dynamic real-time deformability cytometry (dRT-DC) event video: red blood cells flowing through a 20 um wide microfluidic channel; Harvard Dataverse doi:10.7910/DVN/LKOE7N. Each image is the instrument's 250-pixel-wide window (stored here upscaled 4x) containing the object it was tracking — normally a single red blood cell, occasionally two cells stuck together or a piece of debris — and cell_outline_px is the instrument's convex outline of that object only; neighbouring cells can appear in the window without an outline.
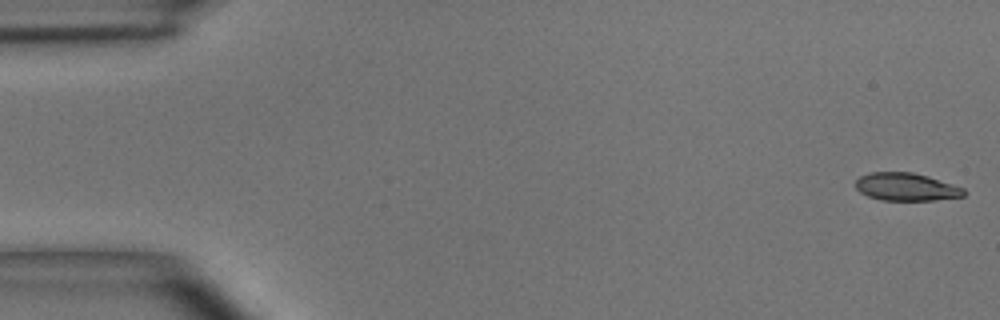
{"species": "common noctule bat (a hibernating species)", "species_latin": "Nyctalus noctula", "temperature_condition": "room temperature", "stored_images_in_passage": 49, "camera_frame_rate_fps": 3000, "um_per_image_px": 0.085, "animal": {"sex": "male", "body_mass_g": 15.6}, "frame": {"image": 1, "passage_image": 1, "time_ms": 0.0, "image_size_px": [1000, 320], "cell_outline_px": [[968, 192], [964, 196], [936, 200], [880, 200], [868, 196], [860, 192], [856, 188], [856, 180], [860, 176], [872, 172], [912, 172], [928, 176], [964, 188]], "centroid_in_image_um": [77.05, 15.89], "position_along_channel_um": 8.0, "area_um2": 17.57}}
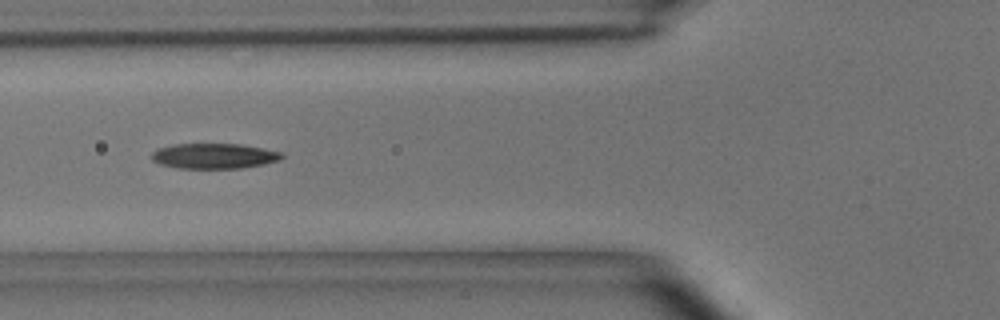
{"frame": {"image": 2, "passage_image": 18, "time_ms": 5.667, "image_size_px": [1000, 320], "cell_outline_px": [[284, 156], [280, 160], [264, 164], [244, 168], [176, 168], [160, 164], [152, 160], [152, 152], [156, 148], [172, 144], [240, 144], [264, 148], [280, 152]], "centroid_in_image_um": [18.18, 13.26], "position_along_channel_um": 107.6, "area_um2": 19.31}}
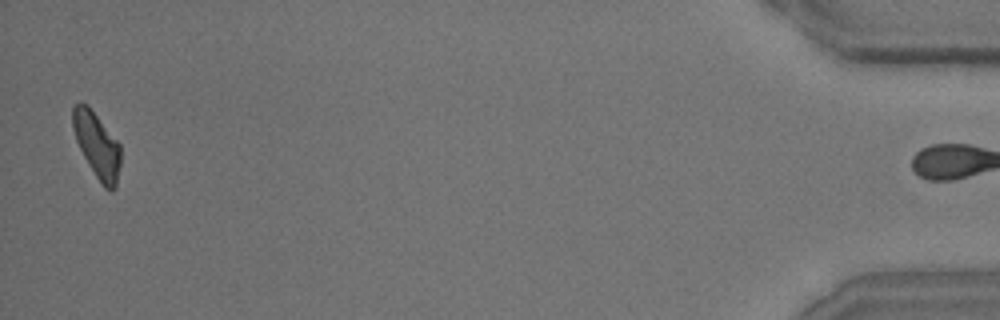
{"frame": {"image": 3, "passage_image": 48, "time_ms": 15.667, "image_size_px": [1000, 320], "cell_outline_px": [[120, 164], [116, 184], [112, 192], [104, 188], [88, 164], [76, 140], [72, 128], [72, 108], [80, 100], [88, 104], [120, 144]], "centroid_in_image_um": [8.22, 12.3], "position_along_channel_um": 427.0, "area_um2": 18.26}, "authors_computed_cell_mechanics": {"area_um2": 19.0162, "velocity_mm_per_s": 4.0825, "shape_relaxation_time_tau1_ms": 5.5384, "shape_relaxation_time_tau2_ms": 2.6521, "deformation_change_tau1": 0.1597, "deformation_change_tau2": 0.1074}}